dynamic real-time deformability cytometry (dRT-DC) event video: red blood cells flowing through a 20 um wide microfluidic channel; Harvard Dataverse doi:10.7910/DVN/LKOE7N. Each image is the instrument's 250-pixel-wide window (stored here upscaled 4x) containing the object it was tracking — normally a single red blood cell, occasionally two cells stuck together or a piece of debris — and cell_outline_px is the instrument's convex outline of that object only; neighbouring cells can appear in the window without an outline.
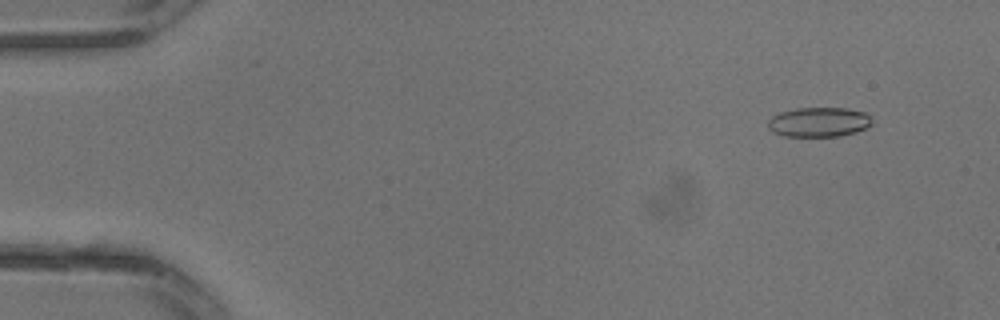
{"species": "common noctule bat (a hibernating species)", "species_latin": "Nyctalus noctula", "temperature_condition": "warm", "stored_images_in_passage": 32, "camera_frame_rate_fps": 3000, "um_per_image_px": 0.085, "animal": {"sex": "male", "body_mass_g": 13.3}, "frame": {"image": 1, "passage_image": 3, "time_ms": 0.667, "image_size_px": [1000, 320], "cell_outline_px": [[872, 124], [856, 132], [840, 136], [784, 136], [772, 132], [768, 128], [768, 120], [772, 116], [780, 112], [796, 108], [848, 108], [864, 112], [872, 120]], "centroid_in_image_um": [69.58, 10.37], "position_along_channel_um": 15.4, "area_um2": 17.98}}
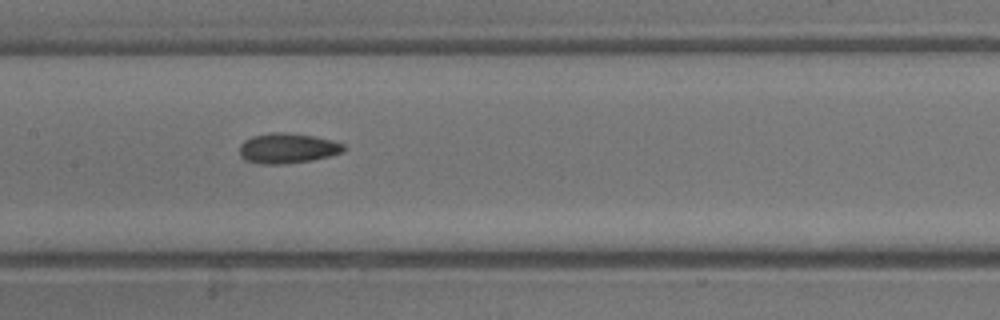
{"frame": {"image": 2, "passage_image": 16, "time_ms": 5.0, "image_size_px": [1000, 320], "cell_outline_px": [[344, 152], [312, 160], [284, 164], [260, 164], [244, 160], [240, 156], [240, 144], [244, 140], [252, 136], [268, 132], [284, 132], [312, 136], [332, 140], [344, 144]], "centroid_in_image_um": [24.4, 12.6], "position_along_channel_um": 183.0, "area_um2": 18.38}}
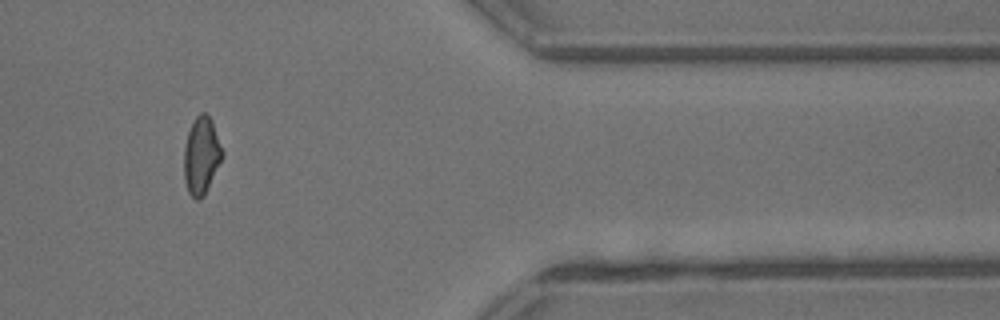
{"frame": {"image": 3, "passage_image": 27, "time_ms": 8.667, "image_size_px": [1000, 320], "cell_outline_px": [[224, 156], [204, 196], [200, 200], [196, 200], [188, 192], [184, 180], [184, 148], [188, 132], [196, 116], [200, 112], [204, 112], [212, 120], [224, 152]], "centroid_in_image_um": [17.13, 13.24], "position_along_channel_um": 394.3, "area_um2": 17.4}}